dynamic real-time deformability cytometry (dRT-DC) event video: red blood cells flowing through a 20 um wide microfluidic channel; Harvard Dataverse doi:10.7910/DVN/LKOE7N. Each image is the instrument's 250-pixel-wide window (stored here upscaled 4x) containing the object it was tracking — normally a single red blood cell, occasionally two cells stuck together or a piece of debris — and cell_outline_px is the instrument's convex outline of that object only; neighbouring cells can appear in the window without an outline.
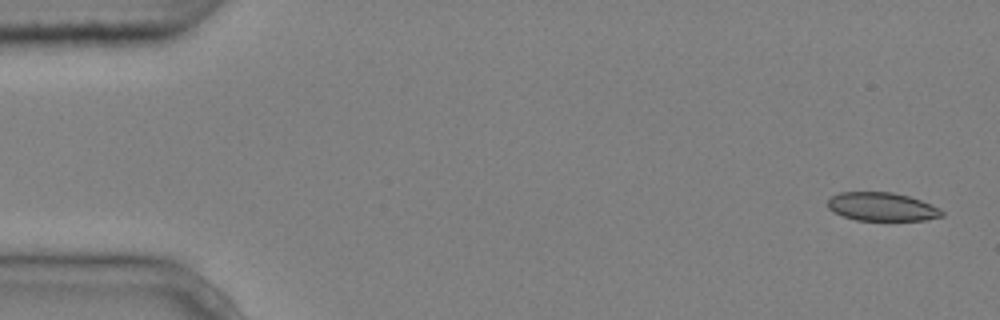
{"species": "common noctule bat (a hibernating species)", "species_latin": "Nyctalus noctula", "temperature_condition": "cold", "stored_images_in_passage": 5, "camera_frame_rate_fps": 3000, "um_per_image_px": 0.085, "animal": {"sex": "male", "body_mass_g": 20.4}, "frame": {"image": 1, "passage_image": 1, "time_ms": 0.0, "image_size_px": [1000, 320], "cell_outline_px": [[944, 216], [924, 220], [856, 220], [832, 212], [828, 208], [828, 200], [832, 196], [840, 192], [892, 192], [908, 196], [920, 200], [940, 208], [944, 212]], "centroid_in_image_um": [74.96, 17.57], "position_along_channel_um": 10.0, "area_um2": 18.9}}
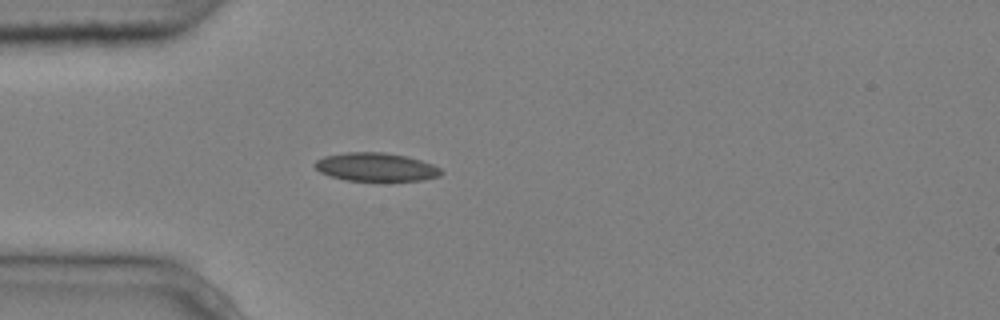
{"frame": {"image": 2, "passage_image": 5, "time_ms": 1.333, "image_size_px": [1000, 320], "cell_outline_px": [[444, 172], [440, 176], [424, 180], [344, 180], [320, 172], [312, 164], [316, 160], [324, 156], [348, 152], [384, 152], [404, 156], [420, 160], [432, 164], [440, 168]], "centroid_in_image_um": [31.95, 14.19], "position_along_channel_um": 53.0, "area_um2": 20.75}}